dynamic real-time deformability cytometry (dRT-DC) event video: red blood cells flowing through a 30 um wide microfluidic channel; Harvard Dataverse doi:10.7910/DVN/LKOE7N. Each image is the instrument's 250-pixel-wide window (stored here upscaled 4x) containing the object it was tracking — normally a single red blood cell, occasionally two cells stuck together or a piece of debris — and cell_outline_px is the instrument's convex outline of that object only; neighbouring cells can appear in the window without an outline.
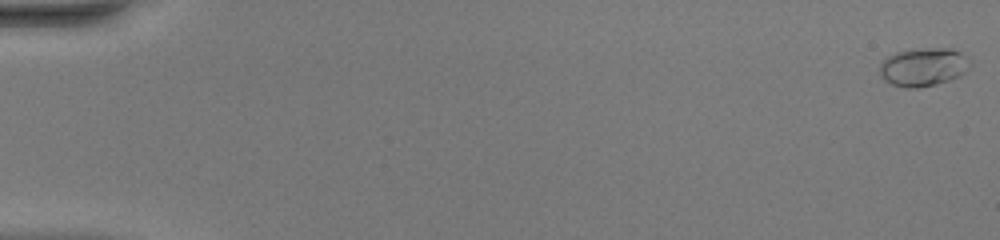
{"species": "common noctule bat (a hibernating species)", "species_latin": "Nyctalus noctula", "temperature_condition": "warm", "stored_images_in_passage": 51, "camera_frame_rate_fps": 3000, "um_per_image_px": 0.085, "animal": {"sex": "female", "body_mass_g": 20.0, "forearm_length_mm": 54.0}, "frame": {"image": 1, "passage_image": 1, "time_ms": 0.0, "image_size_px": [1000, 240], "cell_outline_px": [[972, 64], [960, 76], [936, 84], [916, 88], [904, 88], [892, 84], [884, 80], [880, 76], [880, 64], [888, 56], [896, 52], [924, 48], [956, 48]], "centroid_in_image_um": [78.48, 5.69], "position_along_channel_um": 6.5, "area_um2": 20.17}}
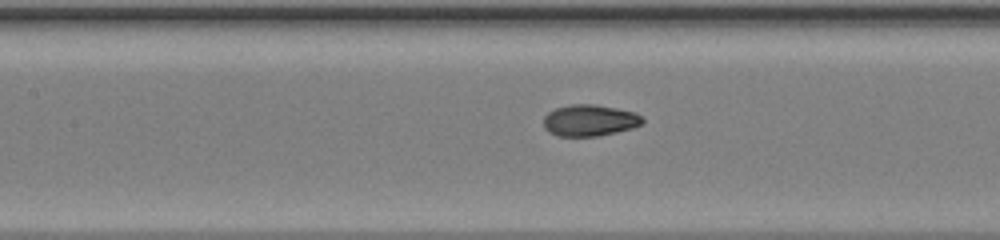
{"frame": {"image": 2, "passage_image": 25, "time_ms": 8.0, "image_size_px": [1000, 240], "cell_outline_px": [[644, 124], [632, 128], [600, 136], [556, 136], [548, 132], [544, 128], [544, 116], [548, 112], [556, 108], [572, 104], [596, 104], [636, 112], [644, 120]], "centroid_in_image_um": [50.12, 10.23], "position_along_channel_um": 157.3, "area_um2": 18.32}}
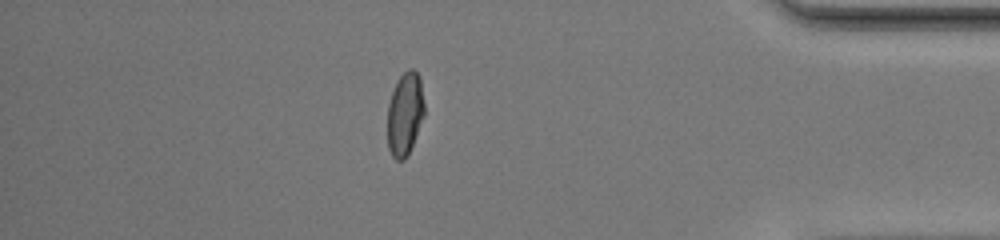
{"frame": {"image": 3, "passage_image": 45, "time_ms": 14.667, "image_size_px": [1000, 240], "cell_outline_px": [[424, 116], [408, 156], [404, 160], [396, 160], [392, 156], [388, 148], [388, 104], [396, 80], [408, 68], [412, 68], [420, 76], [424, 104]], "centroid_in_image_um": [34.42, 9.68], "position_along_channel_um": 400.8, "area_um2": 18.03}, "authors_computed_cell_mechanics": {"area_um2": 18.207, "velocity_mm_per_s": 4.1446, "shape_relaxation_time_tau1_ms": 5.0349, "shape_relaxation_time_tau2_ms": null, "deformation_change_tau1": 0.2092, "deformation_change_tau2": null}}